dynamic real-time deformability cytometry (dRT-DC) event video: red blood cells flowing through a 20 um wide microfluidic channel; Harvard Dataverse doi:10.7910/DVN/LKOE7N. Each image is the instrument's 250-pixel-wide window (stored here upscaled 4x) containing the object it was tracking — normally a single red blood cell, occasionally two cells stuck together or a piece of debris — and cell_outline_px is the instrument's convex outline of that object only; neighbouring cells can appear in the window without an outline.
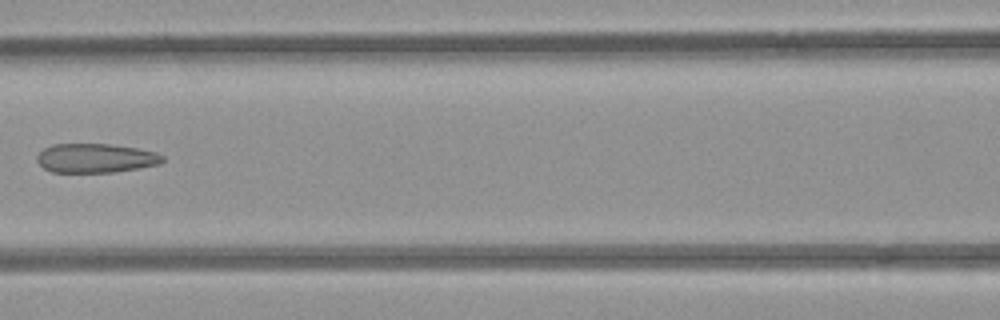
{"species": "common noctule bat (a hibernating species)", "species_latin": "Nyctalus noctula", "temperature_condition": "room temperature", "stored_images_in_passage": 8, "camera_frame_rate_fps": 3000, "um_per_image_px": 0.085, "animal": {"sex": "female", "body_mass_g": 21.9}, "frame": {"image": 1, "passage_image": 7, "time_ms": 7.0, "image_size_px": [1000, 320], "cell_outline_px": [[164, 160], [160, 164], [116, 172], [52, 172], [44, 168], [36, 160], [36, 156], [44, 148], [52, 144], [112, 144], [136, 148], [156, 152], [164, 156]], "centroid_in_image_um": [8.13, 13.44], "position_along_channel_um": 158.5, "area_um2": 21.39}}
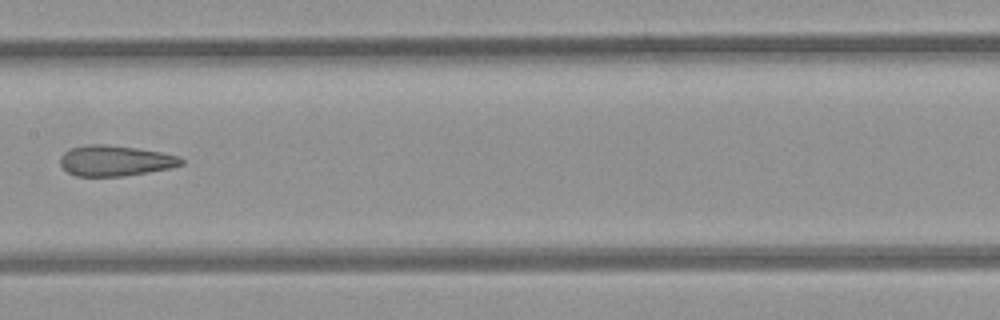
{"frame": {"image": 2, "passage_image": 8, "time_ms": 8.0, "image_size_px": [1000, 320], "cell_outline_px": [[184, 164], [168, 168], [148, 172], [124, 176], [76, 176], [68, 172], [60, 164], [60, 156], [64, 152], [72, 148], [88, 144], [104, 144], [136, 148], [160, 152], [180, 156], [184, 160]], "centroid_in_image_um": [9.79, 13.66], "position_along_channel_um": 197.6, "area_um2": 21.5}}